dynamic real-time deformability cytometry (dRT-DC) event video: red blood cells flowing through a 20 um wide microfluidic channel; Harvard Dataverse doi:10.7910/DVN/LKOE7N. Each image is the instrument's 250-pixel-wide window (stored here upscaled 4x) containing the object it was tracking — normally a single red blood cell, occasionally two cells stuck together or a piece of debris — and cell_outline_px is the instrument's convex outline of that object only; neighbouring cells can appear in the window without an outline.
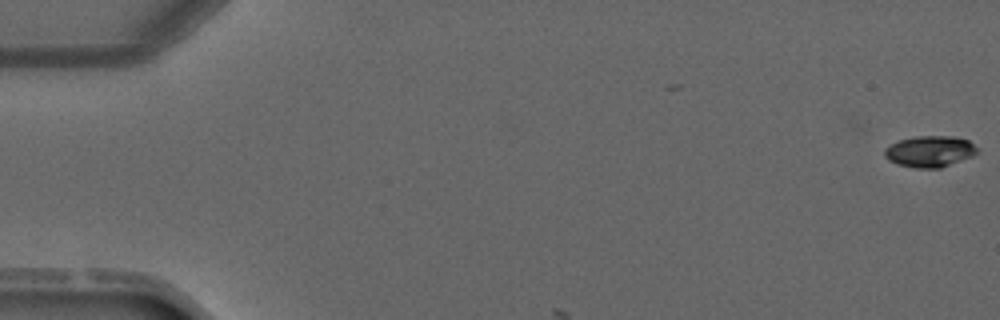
{"species": "common noctule bat (a hibernating species)", "species_latin": "Nyctalus noctula", "temperature_condition": "warm", "stored_images_in_passage": 2, "camera_frame_rate_fps": 3000, "um_per_image_px": 0.085, "animal": {"sex": "male", "forearm_length_mm": 52.5}, "frame": {"image": 1, "passage_image": 2, "time_ms": 1.0, "image_size_px": [1000, 320], "cell_outline_px": [[980, 148], [972, 156], [940, 168], [916, 168], [896, 164], [888, 160], [884, 156], [884, 148], [900, 140], [916, 136], [952, 136], [968, 140]], "centroid_in_image_um": [79.03, 12.87], "position_along_channel_um": 6.0, "area_um2": 16.88}}